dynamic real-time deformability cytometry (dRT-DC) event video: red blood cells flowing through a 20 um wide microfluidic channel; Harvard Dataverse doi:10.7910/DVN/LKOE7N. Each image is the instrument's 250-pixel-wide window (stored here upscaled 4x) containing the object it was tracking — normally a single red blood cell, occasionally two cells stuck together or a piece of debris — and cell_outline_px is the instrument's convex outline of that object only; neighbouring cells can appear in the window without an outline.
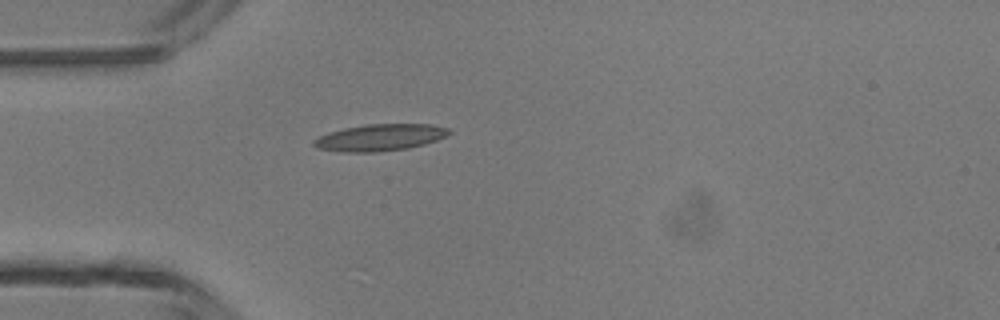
{"species": "common noctule bat (a hibernating species)", "species_latin": "Nyctalus noctula", "temperature_condition": "room temperature", "stored_images_in_passage": 4, "camera_frame_rate_fps": 3000, "um_per_image_px": 0.085, "animal": {"sex": "male", "body_mass_g": 13.3}, "frame": {"image": 1, "passage_image": 4, "time_ms": 4.333, "image_size_px": [1000, 320], "cell_outline_px": [[452, 132], [436, 140], [424, 144], [408, 148], [376, 152], [340, 152], [316, 148], [312, 144], [312, 140], [328, 132], [344, 128], [364, 124], [432, 124], [448, 128]], "centroid_in_image_um": [32.25, 11.68], "position_along_channel_um": 52.7, "area_um2": 21.15}}